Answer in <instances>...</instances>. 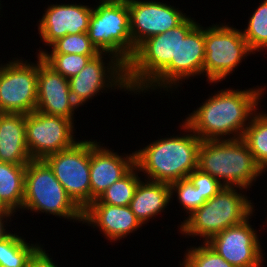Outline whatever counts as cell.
<instances>
[{
    "instance_id": "6da1fadb",
    "label": "cell",
    "mask_w": 267,
    "mask_h": 267,
    "mask_svg": "<svg viewBox=\"0 0 267 267\" xmlns=\"http://www.w3.org/2000/svg\"><path fill=\"white\" fill-rule=\"evenodd\" d=\"M265 90L263 86L218 90L183 122L202 141L242 138L252 116L260 110L258 106Z\"/></svg>"
},
{
    "instance_id": "7a4b0ae2",
    "label": "cell",
    "mask_w": 267,
    "mask_h": 267,
    "mask_svg": "<svg viewBox=\"0 0 267 267\" xmlns=\"http://www.w3.org/2000/svg\"><path fill=\"white\" fill-rule=\"evenodd\" d=\"M178 49L179 25L144 40L126 65L130 93L178 90Z\"/></svg>"
},
{
    "instance_id": "3957f363",
    "label": "cell",
    "mask_w": 267,
    "mask_h": 267,
    "mask_svg": "<svg viewBox=\"0 0 267 267\" xmlns=\"http://www.w3.org/2000/svg\"><path fill=\"white\" fill-rule=\"evenodd\" d=\"M183 123V124H182ZM184 134L155 140L135 152V165L146 180L171 184L198 168L201 139L182 122ZM187 134H186V133Z\"/></svg>"
},
{
    "instance_id": "277c9868",
    "label": "cell",
    "mask_w": 267,
    "mask_h": 267,
    "mask_svg": "<svg viewBox=\"0 0 267 267\" xmlns=\"http://www.w3.org/2000/svg\"><path fill=\"white\" fill-rule=\"evenodd\" d=\"M198 169L210 174L224 187L247 190L262 175V169L242 138L201 141Z\"/></svg>"
},
{
    "instance_id": "5b68a950",
    "label": "cell",
    "mask_w": 267,
    "mask_h": 267,
    "mask_svg": "<svg viewBox=\"0 0 267 267\" xmlns=\"http://www.w3.org/2000/svg\"><path fill=\"white\" fill-rule=\"evenodd\" d=\"M244 190L247 192V189L241 187H223L183 222L181 221L179 232L185 235V238L202 237V242L206 243L226 228L244 222L255 211L252 200L243 193Z\"/></svg>"
},
{
    "instance_id": "8992f818",
    "label": "cell",
    "mask_w": 267,
    "mask_h": 267,
    "mask_svg": "<svg viewBox=\"0 0 267 267\" xmlns=\"http://www.w3.org/2000/svg\"><path fill=\"white\" fill-rule=\"evenodd\" d=\"M22 210L83 222V211L68 196L44 160H31L26 165Z\"/></svg>"
},
{
    "instance_id": "52a82bcc",
    "label": "cell",
    "mask_w": 267,
    "mask_h": 267,
    "mask_svg": "<svg viewBox=\"0 0 267 267\" xmlns=\"http://www.w3.org/2000/svg\"><path fill=\"white\" fill-rule=\"evenodd\" d=\"M88 35L100 53L112 54L126 66L136 50L132 45L127 0H99L93 6Z\"/></svg>"
},
{
    "instance_id": "ba28073f",
    "label": "cell",
    "mask_w": 267,
    "mask_h": 267,
    "mask_svg": "<svg viewBox=\"0 0 267 267\" xmlns=\"http://www.w3.org/2000/svg\"><path fill=\"white\" fill-rule=\"evenodd\" d=\"M213 24L204 27L205 60L203 75L210 84H218L233 74L245 57L254 54L244 39L242 31L233 25ZM205 73V74H204Z\"/></svg>"
},
{
    "instance_id": "9c48e42d",
    "label": "cell",
    "mask_w": 267,
    "mask_h": 267,
    "mask_svg": "<svg viewBox=\"0 0 267 267\" xmlns=\"http://www.w3.org/2000/svg\"><path fill=\"white\" fill-rule=\"evenodd\" d=\"M44 161L68 196L84 211L91 204L90 140H78L72 147L48 155Z\"/></svg>"
},
{
    "instance_id": "30bf717a",
    "label": "cell",
    "mask_w": 267,
    "mask_h": 267,
    "mask_svg": "<svg viewBox=\"0 0 267 267\" xmlns=\"http://www.w3.org/2000/svg\"><path fill=\"white\" fill-rule=\"evenodd\" d=\"M37 61L13 58L0 64V112L29 114L37 104Z\"/></svg>"
},
{
    "instance_id": "8fae6325",
    "label": "cell",
    "mask_w": 267,
    "mask_h": 267,
    "mask_svg": "<svg viewBox=\"0 0 267 267\" xmlns=\"http://www.w3.org/2000/svg\"><path fill=\"white\" fill-rule=\"evenodd\" d=\"M106 55L107 58L104 57ZM68 81L72 98L78 107L99 95L100 91L122 89L130 92L126 83V66L109 53H100L92 58L79 74Z\"/></svg>"
},
{
    "instance_id": "7c38bea8",
    "label": "cell",
    "mask_w": 267,
    "mask_h": 267,
    "mask_svg": "<svg viewBox=\"0 0 267 267\" xmlns=\"http://www.w3.org/2000/svg\"><path fill=\"white\" fill-rule=\"evenodd\" d=\"M26 143L32 160H44L75 145L74 121L39 111L25 115Z\"/></svg>"
},
{
    "instance_id": "4fadbf2b",
    "label": "cell",
    "mask_w": 267,
    "mask_h": 267,
    "mask_svg": "<svg viewBox=\"0 0 267 267\" xmlns=\"http://www.w3.org/2000/svg\"><path fill=\"white\" fill-rule=\"evenodd\" d=\"M226 228L212 237L209 245L218 255L234 267H263L265 257L260 237L249 219Z\"/></svg>"
},
{
    "instance_id": "5bb4252c",
    "label": "cell",
    "mask_w": 267,
    "mask_h": 267,
    "mask_svg": "<svg viewBox=\"0 0 267 267\" xmlns=\"http://www.w3.org/2000/svg\"><path fill=\"white\" fill-rule=\"evenodd\" d=\"M127 5L135 49L144 40L177 27L188 17L179 7L158 0H127Z\"/></svg>"
},
{
    "instance_id": "9a60e30c",
    "label": "cell",
    "mask_w": 267,
    "mask_h": 267,
    "mask_svg": "<svg viewBox=\"0 0 267 267\" xmlns=\"http://www.w3.org/2000/svg\"><path fill=\"white\" fill-rule=\"evenodd\" d=\"M37 86L36 111L75 121L74 113L79 107L72 98L68 79L51 68L41 55H38Z\"/></svg>"
},
{
    "instance_id": "2e32d148",
    "label": "cell",
    "mask_w": 267,
    "mask_h": 267,
    "mask_svg": "<svg viewBox=\"0 0 267 267\" xmlns=\"http://www.w3.org/2000/svg\"><path fill=\"white\" fill-rule=\"evenodd\" d=\"M93 7L81 3L50 4L38 23L44 45L51 46L67 34L88 33Z\"/></svg>"
},
{
    "instance_id": "e0dca14e",
    "label": "cell",
    "mask_w": 267,
    "mask_h": 267,
    "mask_svg": "<svg viewBox=\"0 0 267 267\" xmlns=\"http://www.w3.org/2000/svg\"><path fill=\"white\" fill-rule=\"evenodd\" d=\"M90 139L91 203L135 166V152L119 155Z\"/></svg>"
},
{
    "instance_id": "ac0fdd59",
    "label": "cell",
    "mask_w": 267,
    "mask_h": 267,
    "mask_svg": "<svg viewBox=\"0 0 267 267\" xmlns=\"http://www.w3.org/2000/svg\"><path fill=\"white\" fill-rule=\"evenodd\" d=\"M99 228L110 242H117L134 233L143 225L128 206H114L106 203H91L83 211V222Z\"/></svg>"
},
{
    "instance_id": "d6986e66",
    "label": "cell",
    "mask_w": 267,
    "mask_h": 267,
    "mask_svg": "<svg viewBox=\"0 0 267 267\" xmlns=\"http://www.w3.org/2000/svg\"><path fill=\"white\" fill-rule=\"evenodd\" d=\"M204 60V26L188 15L179 25L178 87L191 77L203 76Z\"/></svg>"
},
{
    "instance_id": "ffe728a7",
    "label": "cell",
    "mask_w": 267,
    "mask_h": 267,
    "mask_svg": "<svg viewBox=\"0 0 267 267\" xmlns=\"http://www.w3.org/2000/svg\"><path fill=\"white\" fill-rule=\"evenodd\" d=\"M25 132V114L0 112V162L27 165L32 160Z\"/></svg>"
},
{
    "instance_id": "44dd1931",
    "label": "cell",
    "mask_w": 267,
    "mask_h": 267,
    "mask_svg": "<svg viewBox=\"0 0 267 267\" xmlns=\"http://www.w3.org/2000/svg\"><path fill=\"white\" fill-rule=\"evenodd\" d=\"M171 199L173 200L170 184L141 179L137 184L129 207L144 225L151 218L155 219L157 215H160L169 206V203H172Z\"/></svg>"
},
{
    "instance_id": "7402d4cb",
    "label": "cell",
    "mask_w": 267,
    "mask_h": 267,
    "mask_svg": "<svg viewBox=\"0 0 267 267\" xmlns=\"http://www.w3.org/2000/svg\"><path fill=\"white\" fill-rule=\"evenodd\" d=\"M25 171L26 165L0 162V198L15 213L23 206Z\"/></svg>"
},
{
    "instance_id": "603a6c76",
    "label": "cell",
    "mask_w": 267,
    "mask_h": 267,
    "mask_svg": "<svg viewBox=\"0 0 267 267\" xmlns=\"http://www.w3.org/2000/svg\"><path fill=\"white\" fill-rule=\"evenodd\" d=\"M18 234L11 233L0 241V267H28L32 257L42 247L39 243H27L26 238Z\"/></svg>"
},
{
    "instance_id": "cb8c5ba5",
    "label": "cell",
    "mask_w": 267,
    "mask_h": 267,
    "mask_svg": "<svg viewBox=\"0 0 267 267\" xmlns=\"http://www.w3.org/2000/svg\"><path fill=\"white\" fill-rule=\"evenodd\" d=\"M242 139L261 169L267 167V113L256 111L244 131Z\"/></svg>"
},
{
    "instance_id": "d4e9b609",
    "label": "cell",
    "mask_w": 267,
    "mask_h": 267,
    "mask_svg": "<svg viewBox=\"0 0 267 267\" xmlns=\"http://www.w3.org/2000/svg\"><path fill=\"white\" fill-rule=\"evenodd\" d=\"M135 165L125 176L109 186L92 203H106L114 206H128L133 198L137 184L142 179Z\"/></svg>"
},
{
    "instance_id": "484cf974",
    "label": "cell",
    "mask_w": 267,
    "mask_h": 267,
    "mask_svg": "<svg viewBox=\"0 0 267 267\" xmlns=\"http://www.w3.org/2000/svg\"><path fill=\"white\" fill-rule=\"evenodd\" d=\"M250 16L247 27L241 31L250 50L255 54L267 49V0H263Z\"/></svg>"
},
{
    "instance_id": "4316f807",
    "label": "cell",
    "mask_w": 267,
    "mask_h": 267,
    "mask_svg": "<svg viewBox=\"0 0 267 267\" xmlns=\"http://www.w3.org/2000/svg\"><path fill=\"white\" fill-rule=\"evenodd\" d=\"M50 47L51 51L46 49L38 50L41 54H76V55H98L100 52L89 39L88 33L67 34L55 41Z\"/></svg>"
},
{
    "instance_id": "83f0119b",
    "label": "cell",
    "mask_w": 267,
    "mask_h": 267,
    "mask_svg": "<svg viewBox=\"0 0 267 267\" xmlns=\"http://www.w3.org/2000/svg\"><path fill=\"white\" fill-rule=\"evenodd\" d=\"M41 56L56 72L70 79L79 74L89 61L97 55L41 54Z\"/></svg>"
},
{
    "instance_id": "f1b7e54d",
    "label": "cell",
    "mask_w": 267,
    "mask_h": 267,
    "mask_svg": "<svg viewBox=\"0 0 267 267\" xmlns=\"http://www.w3.org/2000/svg\"><path fill=\"white\" fill-rule=\"evenodd\" d=\"M182 267H234L218 255L209 245L202 243L186 250Z\"/></svg>"
},
{
    "instance_id": "f546056e",
    "label": "cell",
    "mask_w": 267,
    "mask_h": 267,
    "mask_svg": "<svg viewBox=\"0 0 267 267\" xmlns=\"http://www.w3.org/2000/svg\"><path fill=\"white\" fill-rule=\"evenodd\" d=\"M171 197L177 196V200L182 206V210L190 216L195 210L200 208L205 202L204 195L191 183L188 178L180 179L170 184Z\"/></svg>"
},
{
    "instance_id": "4dcf8cb0",
    "label": "cell",
    "mask_w": 267,
    "mask_h": 267,
    "mask_svg": "<svg viewBox=\"0 0 267 267\" xmlns=\"http://www.w3.org/2000/svg\"><path fill=\"white\" fill-rule=\"evenodd\" d=\"M187 178L198 189L201 195H204L206 201L215 196L224 187L210 174L198 168L192 171Z\"/></svg>"
},
{
    "instance_id": "1f68e13d",
    "label": "cell",
    "mask_w": 267,
    "mask_h": 267,
    "mask_svg": "<svg viewBox=\"0 0 267 267\" xmlns=\"http://www.w3.org/2000/svg\"><path fill=\"white\" fill-rule=\"evenodd\" d=\"M43 249V246L36 252L29 262L28 267H59L52 260V257Z\"/></svg>"
},
{
    "instance_id": "d6a6232c",
    "label": "cell",
    "mask_w": 267,
    "mask_h": 267,
    "mask_svg": "<svg viewBox=\"0 0 267 267\" xmlns=\"http://www.w3.org/2000/svg\"><path fill=\"white\" fill-rule=\"evenodd\" d=\"M14 214H16V213H0V241H2L3 239H5L6 237H8L11 234V231L6 230V228H7V226H10L7 224V222L12 221L11 218L14 217Z\"/></svg>"
},
{
    "instance_id": "836d02e7",
    "label": "cell",
    "mask_w": 267,
    "mask_h": 267,
    "mask_svg": "<svg viewBox=\"0 0 267 267\" xmlns=\"http://www.w3.org/2000/svg\"><path fill=\"white\" fill-rule=\"evenodd\" d=\"M0 213H15L13 212L0 198Z\"/></svg>"
},
{
    "instance_id": "e575fe53",
    "label": "cell",
    "mask_w": 267,
    "mask_h": 267,
    "mask_svg": "<svg viewBox=\"0 0 267 267\" xmlns=\"http://www.w3.org/2000/svg\"><path fill=\"white\" fill-rule=\"evenodd\" d=\"M267 172V167H265L264 169H262L261 174H265ZM267 223V220H266Z\"/></svg>"
}]
</instances>
